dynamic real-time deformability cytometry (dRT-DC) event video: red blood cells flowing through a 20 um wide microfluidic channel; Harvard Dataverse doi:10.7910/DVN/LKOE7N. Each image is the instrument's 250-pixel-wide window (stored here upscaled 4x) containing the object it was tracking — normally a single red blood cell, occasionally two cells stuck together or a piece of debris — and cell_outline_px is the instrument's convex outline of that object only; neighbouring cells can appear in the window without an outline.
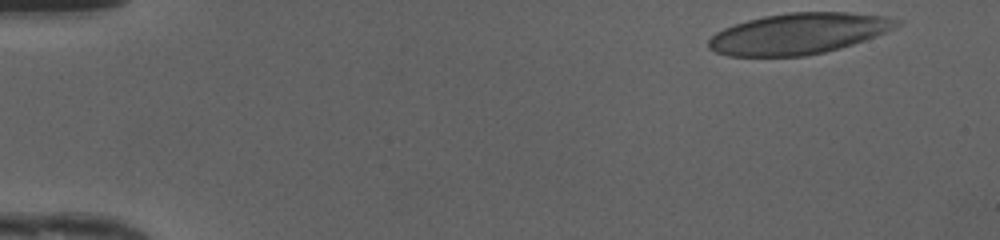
{"species": "human", "species_latin": "Homo sapiens", "temperature_condition": "cold", "stored_images_in_passage": 39, "camera_frame_rate_fps": 3000, "um_per_image_px": 0.085, "donor": {"sex": "female"}, "frame": {"image": 1, "passage_image": 1, "time_ms": 0.0, "image_size_px": [1000, 240], "cell_outline_px": [[904, 20], [900, 24], [884, 32], [864, 40], [840, 48], [824, 52], [804, 56], [728, 56], [716, 52], [708, 48], [708, 40], [716, 32], [724, 28], [748, 20], [764, 16], [788, 12], [844, 12], [884, 16]], "centroid_in_image_um": [67.85, 2.86], "position_along_channel_um": 17.1, "area_um2": 44.62}}
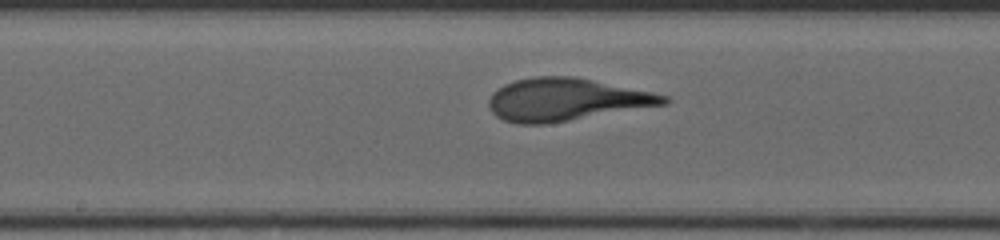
{"frame": {"image": 2, "passage_image": 23, "time_ms": 7.333, "image_size_px": [1000, 240], "cell_outline_px": [[668, 104], [544, 124], [516, 124], [504, 120], [496, 116], [492, 112], [488, 104], [488, 100], [492, 92], [504, 84], [516, 80], [536, 76], [572, 76], [652, 92], [668, 96]], "centroid_in_image_um": [48.07, 8.46], "position_along_channel_um": 200.1, "area_um2": 43.06}}
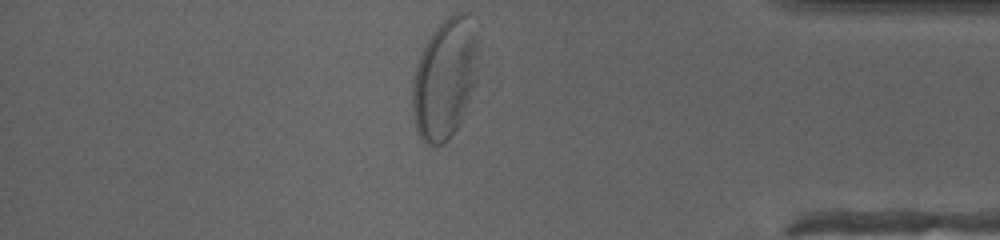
{"frame": {"image": 3, "passage_image": 39, "time_ms": 12.667, "image_size_px": [1000, 240], "cell_outline_px": [[476, 84], [460, 124], [448, 140], [444, 144], [436, 148], [424, 144], [416, 128], [412, 112], [412, 88], [416, 68], [420, 56], [432, 32], [448, 16], [456, 12], [468, 12], [476, 40]], "centroid_in_image_um": [37.8, 6.77], "position_along_channel_um": 397.4, "area_um2": 46.01}}